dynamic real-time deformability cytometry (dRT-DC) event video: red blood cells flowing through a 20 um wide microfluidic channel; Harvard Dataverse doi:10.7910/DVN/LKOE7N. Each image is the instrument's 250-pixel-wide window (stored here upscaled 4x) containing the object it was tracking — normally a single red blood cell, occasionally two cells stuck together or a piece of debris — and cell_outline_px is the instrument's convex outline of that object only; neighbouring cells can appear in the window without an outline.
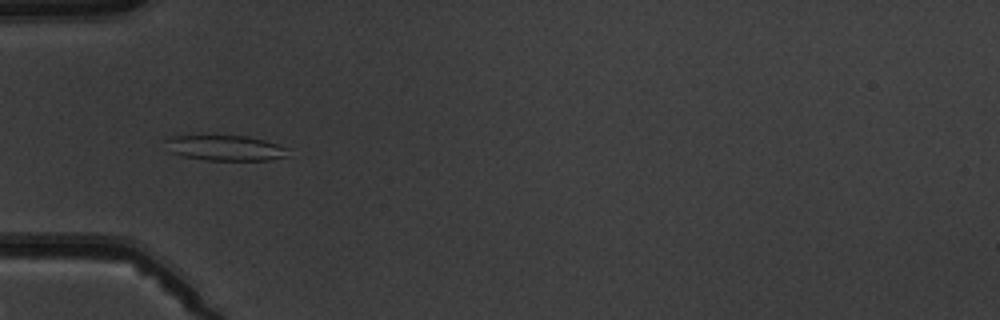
{"species": "common noctule bat (a hibernating species)", "species_latin": "Nyctalus noctula", "temperature_condition": "warm", "stored_images_in_passage": 3, "camera_frame_rate_fps": 3000, "um_per_image_px": 0.085, "animal": {"sex": "male", "body_mass_g": 19.5, "forearm_length_mm": 54.6}, "frame": {"image": 1, "passage_image": 1, "time_ms": 0.0, "image_size_px": [1000, 320], "cell_outline_px": [[288, 156], [272, 160], [204, 160], [180, 156], [172, 152], [164, 140], [164, 136], [248, 136], [264, 140], [288, 148]], "centroid_in_image_um": [19.14, 12.58], "position_along_channel_um": 65.9, "area_um2": 18.15}}
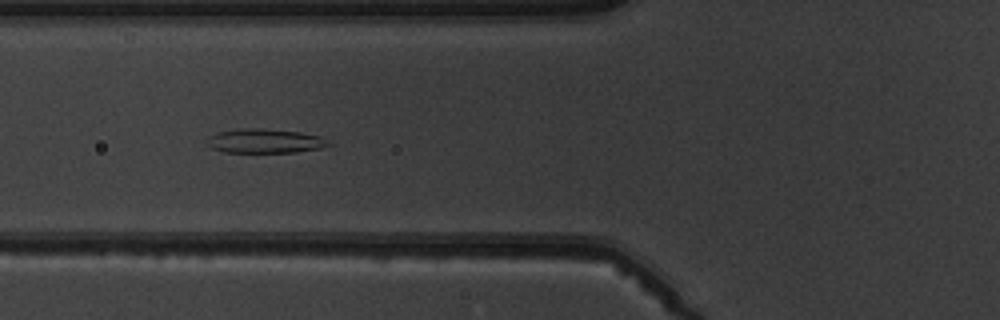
{"frame": {"image": 2, "passage_image": 2, "time_ms": 1.0, "image_size_px": [1000, 320], "cell_outline_px": [[332, 144], [320, 148], [296, 152], [224, 152], [212, 148], [204, 144], [204, 140], [208, 136], [220, 132], [240, 128], [260, 128], [300, 132], [320, 136]], "centroid_in_image_um": [22.45, 11.98], "position_along_channel_um": 103.3, "area_um2": 17.22}}
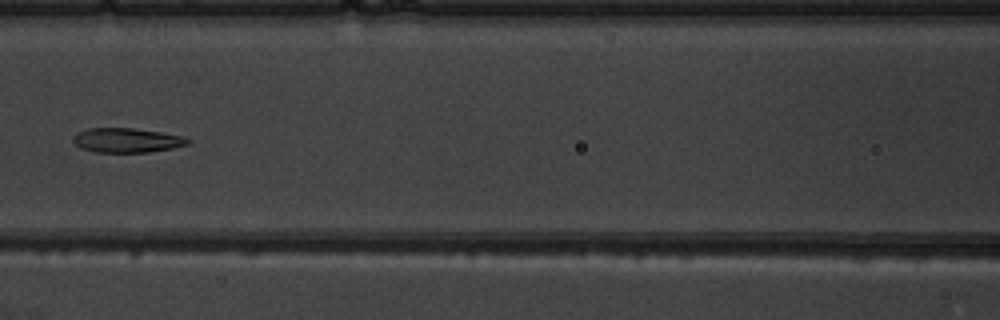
{"frame": {"image": 3, "passage_image": 3, "time_ms": 2.333, "image_size_px": [1000, 320], "cell_outline_px": [[192, 140], [188, 144], [172, 148], [148, 152], [96, 152], [80, 148], [72, 140], [72, 136], [76, 132], [88, 128], [132, 128], [160, 132], [184, 136]], "centroid_in_image_um": [10.76, 11.92], "position_along_channel_um": 155.8, "area_um2": 16.42}}